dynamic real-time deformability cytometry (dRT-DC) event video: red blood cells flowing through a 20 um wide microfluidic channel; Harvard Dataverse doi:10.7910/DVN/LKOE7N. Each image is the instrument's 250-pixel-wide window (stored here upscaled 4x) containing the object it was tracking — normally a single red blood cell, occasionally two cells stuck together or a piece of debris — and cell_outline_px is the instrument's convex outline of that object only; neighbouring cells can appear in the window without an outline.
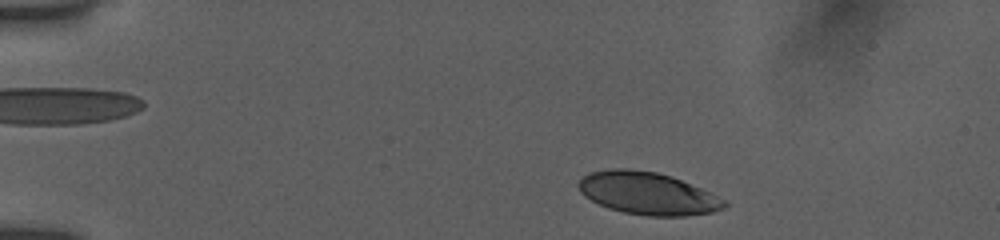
{"species": "human", "species_latin": "Homo sapiens", "temperature_condition": "room temperature", "stored_images_in_passage": 40, "camera_frame_rate_fps": 3000, "um_per_image_px": 0.085, "donor": {"sex": "female"}, "frame": {"image": 1, "passage_image": 3, "time_ms": 0.667, "image_size_px": [1000, 240], "cell_outline_px": [[728, 204], [724, 208], [712, 212], [684, 216], [648, 216], [624, 212], [608, 208], [584, 196], [580, 192], [576, 184], [588, 172], [608, 168], [628, 168], [656, 172], [672, 176], [728, 200]], "centroid_in_image_um": [55.04, 16.43], "position_along_channel_um": 30.0, "area_um2": 36.24}}
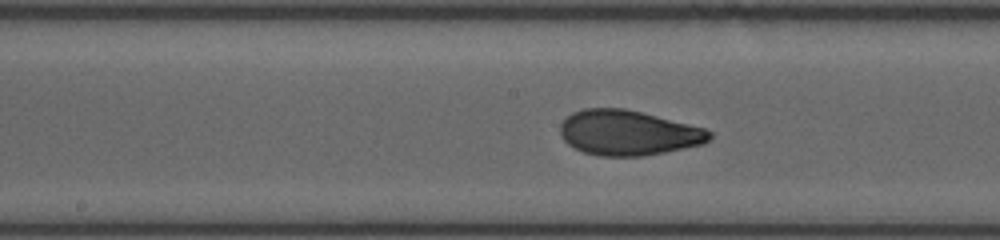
{"frame": {"image": 2, "passage_image": 22, "time_ms": 7.0, "image_size_px": [1000, 240], "cell_outline_px": [[712, 136], [704, 144], [644, 156], [600, 156], [584, 152], [568, 144], [564, 140], [560, 132], [560, 124], [572, 112], [584, 108], [624, 108], [704, 128], [712, 132]], "centroid_in_image_um": [53.38, 11.29], "position_along_channel_um": 194.8, "area_um2": 38.96}}
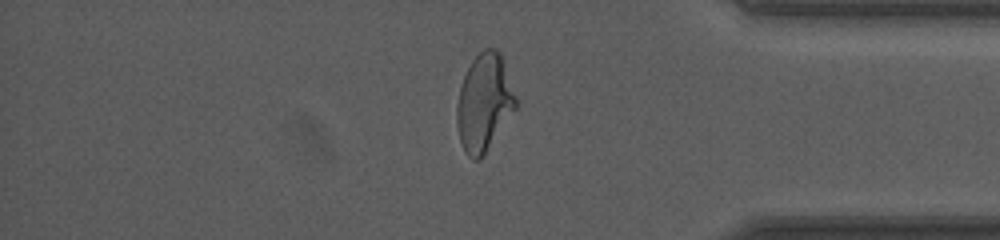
{"frame": {"image": 3, "passage_image": 37, "time_ms": 12.0, "image_size_px": [1000, 240], "cell_outline_px": [[516, 108], [480, 160], [472, 160], [464, 152], [460, 140], [456, 120], [456, 108], [460, 88], [464, 76], [472, 60], [484, 48], [496, 48], [500, 52], [516, 96]], "centroid_in_image_um": [41.14, 8.73], "position_along_channel_um": 394.1, "area_um2": 33.12}}